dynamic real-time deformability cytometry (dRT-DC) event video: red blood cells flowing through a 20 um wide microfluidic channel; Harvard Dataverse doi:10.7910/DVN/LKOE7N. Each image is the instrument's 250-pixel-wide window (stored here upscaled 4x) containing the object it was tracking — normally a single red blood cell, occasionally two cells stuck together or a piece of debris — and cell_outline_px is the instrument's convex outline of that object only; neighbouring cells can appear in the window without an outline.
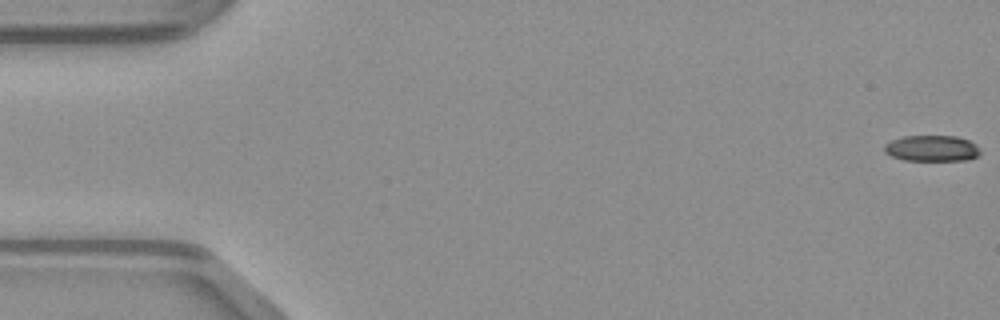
{"species": "common noctule bat (a hibernating species)", "species_latin": "Nyctalus noctula", "temperature_condition": "warm", "stored_images_in_passage": 9, "camera_frame_rate_fps": 3000, "um_per_image_px": 0.085, "animal": {"sex": "male", "body_mass_g": 23.1, "forearm_length_mm": 52.7}, "frame": {"image": 1, "passage_image": 1, "time_ms": 0.0, "image_size_px": [1000, 320], "cell_outline_px": [[980, 152], [976, 156], [968, 160], [904, 160], [892, 156], [884, 152], [884, 144], [892, 140], [904, 136], [956, 136], [968, 140], [976, 144]], "centroid_in_image_um": [79.19, 12.6], "position_along_channel_um": 5.8, "area_um2": 14.45}}